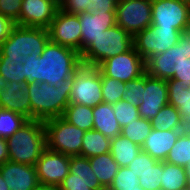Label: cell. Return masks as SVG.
Here are the masks:
<instances>
[{"instance_id": "9", "label": "cell", "mask_w": 190, "mask_h": 190, "mask_svg": "<svg viewBox=\"0 0 190 190\" xmlns=\"http://www.w3.org/2000/svg\"><path fill=\"white\" fill-rule=\"evenodd\" d=\"M182 34L175 28H160L151 24L133 37V44L139 55L146 60L174 47Z\"/></svg>"}, {"instance_id": "8", "label": "cell", "mask_w": 190, "mask_h": 190, "mask_svg": "<svg viewBox=\"0 0 190 190\" xmlns=\"http://www.w3.org/2000/svg\"><path fill=\"white\" fill-rule=\"evenodd\" d=\"M69 103L95 107L103 102L101 72L95 66L82 64L74 71Z\"/></svg>"}, {"instance_id": "43", "label": "cell", "mask_w": 190, "mask_h": 190, "mask_svg": "<svg viewBox=\"0 0 190 190\" xmlns=\"http://www.w3.org/2000/svg\"><path fill=\"white\" fill-rule=\"evenodd\" d=\"M15 26L10 18L0 14V45L9 37L12 28Z\"/></svg>"}, {"instance_id": "28", "label": "cell", "mask_w": 190, "mask_h": 190, "mask_svg": "<svg viewBox=\"0 0 190 190\" xmlns=\"http://www.w3.org/2000/svg\"><path fill=\"white\" fill-rule=\"evenodd\" d=\"M93 108L82 104L69 103L65 108L63 118L79 129L88 131L93 129Z\"/></svg>"}, {"instance_id": "38", "label": "cell", "mask_w": 190, "mask_h": 190, "mask_svg": "<svg viewBox=\"0 0 190 190\" xmlns=\"http://www.w3.org/2000/svg\"><path fill=\"white\" fill-rule=\"evenodd\" d=\"M144 190H161V161H157L150 170L138 177Z\"/></svg>"}, {"instance_id": "13", "label": "cell", "mask_w": 190, "mask_h": 190, "mask_svg": "<svg viewBox=\"0 0 190 190\" xmlns=\"http://www.w3.org/2000/svg\"><path fill=\"white\" fill-rule=\"evenodd\" d=\"M48 31L51 42L80 53L81 29L78 14H70L59 8Z\"/></svg>"}, {"instance_id": "44", "label": "cell", "mask_w": 190, "mask_h": 190, "mask_svg": "<svg viewBox=\"0 0 190 190\" xmlns=\"http://www.w3.org/2000/svg\"><path fill=\"white\" fill-rule=\"evenodd\" d=\"M174 80H183V82H190V58H186L178 71L174 73Z\"/></svg>"}, {"instance_id": "31", "label": "cell", "mask_w": 190, "mask_h": 190, "mask_svg": "<svg viewBox=\"0 0 190 190\" xmlns=\"http://www.w3.org/2000/svg\"><path fill=\"white\" fill-rule=\"evenodd\" d=\"M152 129L150 120L140 117L138 120H133L131 123L123 126L120 134L142 147Z\"/></svg>"}, {"instance_id": "37", "label": "cell", "mask_w": 190, "mask_h": 190, "mask_svg": "<svg viewBox=\"0 0 190 190\" xmlns=\"http://www.w3.org/2000/svg\"><path fill=\"white\" fill-rule=\"evenodd\" d=\"M126 90L124 92V100L139 107L143 97V87H145V73L139 78L125 83Z\"/></svg>"}, {"instance_id": "5", "label": "cell", "mask_w": 190, "mask_h": 190, "mask_svg": "<svg viewBox=\"0 0 190 190\" xmlns=\"http://www.w3.org/2000/svg\"><path fill=\"white\" fill-rule=\"evenodd\" d=\"M49 41L48 29L15 25L0 45V56L25 59L32 51L41 55Z\"/></svg>"}, {"instance_id": "6", "label": "cell", "mask_w": 190, "mask_h": 190, "mask_svg": "<svg viewBox=\"0 0 190 190\" xmlns=\"http://www.w3.org/2000/svg\"><path fill=\"white\" fill-rule=\"evenodd\" d=\"M46 148L66 156H81L82 139L86 131L66 121L62 116L44 121Z\"/></svg>"}, {"instance_id": "46", "label": "cell", "mask_w": 190, "mask_h": 190, "mask_svg": "<svg viewBox=\"0 0 190 190\" xmlns=\"http://www.w3.org/2000/svg\"><path fill=\"white\" fill-rule=\"evenodd\" d=\"M32 190H56V189L48 185H45L43 183H38Z\"/></svg>"}, {"instance_id": "14", "label": "cell", "mask_w": 190, "mask_h": 190, "mask_svg": "<svg viewBox=\"0 0 190 190\" xmlns=\"http://www.w3.org/2000/svg\"><path fill=\"white\" fill-rule=\"evenodd\" d=\"M70 156L45 149L35 164L39 183L57 189L62 180L68 175Z\"/></svg>"}, {"instance_id": "40", "label": "cell", "mask_w": 190, "mask_h": 190, "mask_svg": "<svg viewBox=\"0 0 190 190\" xmlns=\"http://www.w3.org/2000/svg\"><path fill=\"white\" fill-rule=\"evenodd\" d=\"M21 4L22 0H0V14L16 23L19 20Z\"/></svg>"}, {"instance_id": "51", "label": "cell", "mask_w": 190, "mask_h": 190, "mask_svg": "<svg viewBox=\"0 0 190 190\" xmlns=\"http://www.w3.org/2000/svg\"><path fill=\"white\" fill-rule=\"evenodd\" d=\"M135 190H144V189L139 185V189H135Z\"/></svg>"}, {"instance_id": "36", "label": "cell", "mask_w": 190, "mask_h": 190, "mask_svg": "<svg viewBox=\"0 0 190 190\" xmlns=\"http://www.w3.org/2000/svg\"><path fill=\"white\" fill-rule=\"evenodd\" d=\"M112 108L121 128L127 125V123H131L133 120L135 121L140 118L138 107L124 99L113 104Z\"/></svg>"}, {"instance_id": "45", "label": "cell", "mask_w": 190, "mask_h": 190, "mask_svg": "<svg viewBox=\"0 0 190 190\" xmlns=\"http://www.w3.org/2000/svg\"><path fill=\"white\" fill-rule=\"evenodd\" d=\"M9 161L8 146L6 139L0 138V165Z\"/></svg>"}, {"instance_id": "3", "label": "cell", "mask_w": 190, "mask_h": 190, "mask_svg": "<svg viewBox=\"0 0 190 190\" xmlns=\"http://www.w3.org/2000/svg\"><path fill=\"white\" fill-rule=\"evenodd\" d=\"M6 142L9 161L35 166L46 149L44 121L28 120Z\"/></svg>"}, {"instance_id": "30", "label": "cell", "mask_w": 190, "mask_h": 190, "mask_svg": "<svg viewBox=\"0 0 190 190\" xmlns=\"http://www.w3.org/2000/svg\"><path fill=\"white\" fill-rule=\"evenodd\" d=\"M165 162L186 167L190 164V134L182 131L168 153Z\"/></svg>"}, {"instance_id": "34", "label": "cell", "mask_w": 190, "mask_h": 190, "mask_svg": "<svg viewBox=\"0 0 190 190\" xmlns=\"http://www.w3.org/2000/svg\"><path fill=\"white\" fill-rule=\"evenodd\" d=\"M101 85L103 103L113 105L124 98L125 82H120L101 73Z\"/></svg>"}, {"instance_id": "35", "label": "cell", "mask_w": 190, "mask_h": 190, "mask_svg": "<svg viewBox=\"0 0 190 190\" xmlns=\"http://www.w3.org/2000/svg\"><path fill=\"white\" fill-rule=\"evenodd\" d=\"M139 185V179L131 169L120 167L107 190H135L139 189Z\"/></svg>"}, {"instance_id": "50", "label": "cell", "mask_w": 190, "mask_h": 190, "mask_svg": "<svg viewBox=\"0 0 190 190\" xmlns=\"http://www.w3.org/2000/svg\"><path fill=\"white\" fill-rule=\"evenodd\" d=\"M185 33H186V35H188L190 37V20H189V24L187 25Z\"/></svg>"}, {"instance_id": "16", "label": "cell", "mask_w": 190, "mask_h": 190, "mask_svg": "<svg viewBox=\"0 0 190 190\" xmlns=\"http://www.w3.org/2000/svg\"><path fill=\"white\" fill-rule=\"evenodd\" d=\"M56 190H105L94 174L89 158L82 156L70 157L68 175Z\"/></svg>"}, {"instance_id": "32", "label": "cell", "mask_w": 190, "mask_h": 190, "mask_svg": "<svg viewBox=\"0 0 190 190\" xmlns=\"http://www.w3.org/2000/svg\"><path fill=\"white\" fill-rule=\"evenodd\" d=\"M27 121V118L14 111L0 108V138L11 137Z\"/></svg>"}, {"instance_id": "24", "label": "cell", "mask_w": 190, "mask_h": 190, "mask_svg": "<svg viewBox=\"0 0 190 190\" xmlns=\"http://www.w3.org/2000/svg\"><path fill=\"white\" fill-rule=\"evenodd\" d=\"M89 161L97 180L107 190L119 171L120 166L113 159L110 152L91 157Z\"/></svg>"}, {"instance_id": "20", "label": "cell", "mask_w": 190, "mask_h": 190, "mask_svg": "<svg viewBox=\"0 0 190 190\" xmlns=\"http://www.w3.org/2000/svg\"><path fill=\"white\" fill-rule=\"evenodd\" d=\"M0 172L9 190H32L39 183L35 166L7 161Z\"/></svg>"}, {"instance_id": "49", "label": "cell", "mask_w": 190, "mask_h": 190, "mask_svg": "<svg viewBox=\"0 0 190 190\" xmlns=\"http://www.w3.org/2000/svg\"><path fill=\"white\" fill-rule=\"evenodd\" d=\"M185 170H186V173H187L188 184H189V187H190V164L185 167Z\"/></svg>"}, {"instance_id": "12", "label": "cell", "mask_w": 190, "mask_h": 190, "mask_svg": "<svg viewBox=\"0 0 190 190\" xmlns=\"http://www.w3.org/2000/svg\"><path fill=\"white\" fill-rule=\"evenodd\" d=\"M152 0H122L116 8V23L133 37L152 23Z\"/></svg>"}, {"instance_id": "1", "label": "cell", "mask_w": 190, "mask_h": 190, "mask_svg": "<svg viewBox=\"0 0 190 190\" xmlns=\"http://www.w3.org/2000/svg\"><path fill=\"white\" fill-rule=\"evenodd\" d=\"M81 65L80 53L76 50L49 41L41 55L33 51L23 62L25 82H46L58 85L65 78H72Z\"/></svg>"}, {"instance_id": "27", "label": "cell", "mask_w": 190, "mask_h": 190, "mask_svg": "<svg viewBox=\"0 0 190 190\" xmlns=\"http://www.w3.org/2000/svg\"><path fill=\"white\" fill-rule=\"evenodd\" d=\"M111 139L94 129L85 132L82 139L81 156L91 158L109 153Z\"/></svg>"}, {"instance_id": "41", "label": "cell", "mask_w": 190, "mask_h": 190, "mask_svg": "<svg viewBox=\"0 0 190 190\" xmlns=\"http://www.w3.org/2000/svg\"><path fill=\"white\" fill-rule=\"evenodd\" d=\"M60 8L70 14L91 12V0H62Z\"/></svg>"}, {"instance_id": "10", "label": "cell", "mask_w": 190, "mask_h": 190, "mask_svg": "<svg viewBox=\"0 0 190 190\" xmlns=\"http://www.w3.org/2000/svg\"><path fill=\"white\" fill-rule=\"evenodd\" d=\"M97 69L104 76L126 83L145 73V60L133 46L124 53L104 60L97 66Z\"/></svg>"}, {"instance_id": "2", "label": "cell", "mask_w": 190, "mask_h": 190, "mask_svg": "<svg viewBox=\"0 0 190 190\" xmlns=\"http://www.w3.org/2000/svg\"><path fill=\"white\" fill-rule=\"evenodd\" d=\"M72 84V78H65L56 86L46 82L27 83L31 120L46 121L63 116L69 105Z\"/></svg>"}, {"instance_id": "42", "label": "cell", "mask_w": 190, "mask_h": 190, "mask_svg": "<svg viewBox=\"0 0 190 190\" xmlns=\"http://www.w3.org/2000/svg\"><path fill=\"white\" fill-rule=\"evenodd\" d=\"M118 0H91V12H116Z\"/></svg>"}, {"instance_id": "26", "label": "cell", "mask_w": 190, "mask_h": 190, "mask_svg": "<svg viewBox=\"0 0 190 190\" xmlns=\"http://www.w3.org/2000/svg\"><path fill=\"white\" fill-rule=\"evenodd\" d=\"M142 148L123 135L111 139L110 153L120 167H127Z\"/></svg>"}, {"instance_id": "15", "label": "cell", "mask_w": 190, "mask_h": 190, "mask_svg": "<svg viewBox=\"0 0 190 190\" xmlns=\"http://www.w3.org/2000/svg\"><path fill=\"white\" fill-rule=\"evenodd\" d=\"M60 3L57 0H22L18 26L48 29Z\"/></svg>"}, {"instance_id": "47", "label": "cell", "mask_w": 190, "mask_h": 190, "mask_svg": "<svg viewBox=\"0 0 190 190\" xmlns=\"http://www.w3.org/2000/svg\"><path fill=\"white\" fill-rule=\"evenodd\" d=\"M0 190H9V188L6 185V182L3 179L1 172H0Z\"/></svg>"}, {"instance_id": "19", "label": "cell", "mask_w": 190, "mask_h": 190, "mask_svg": "<svg viewBox=\"0 0 190 190\" xmlns=\"http://www.w3.org/2000/svg\"><path fill=\"white\" fill-rule=\"evenodd\" d=\"M81 29L80 54L102 32L116 25V12H83L78 14Z\"/></svg>"}, {"instance_id": "33", "label": "cell", "mask_w": 190, "mask_h": 190, "mask_svg": "<svg viewBox=\"0 0 190 190\" xmlns=\"http://www.w3.org/2000/svg\"><path fill=\"white\" fill-rule=\"evenodd\" d=\"M25 59L0 56V75L9 82H25L23 62Z\"/></svg>"}, {"instance_id": "17", "label": "cell", "mask_w": 190, "mask_h": 190, "mask_svg": "<svg viewBox=\"0 0 190 190\" xmlns=\"http://www.w3.org/2000/svg\"><path fill=\"white\" fill-rule=\"evenodd\" d=\"M142 101L138 107L141 118L151 120L169 104L167 80L157 79L145 72V87H143Z\"/></svg>"}, {"instance_id": "18", "label": "cell", "mask_w": 190, "mask_h": 190, "mask_svg": "<svg viewBox=\"0 0 190 190\" xmlns=\"http://www.w3.org/2000/svg\"><path fill=\"white\" fill-rule=\"evenodd\" d=\"M26 82H9L0 75V108L14 111L31 120V105Z\"/></svg>"}, {"instance_id": "48", "label": "cell", "mask_w": 190, "mask_h": 190, "mask_svg": "<svg viewBox=\"0 0 190 190\" xmlns=\"http://www.w3.org/2000/svg\"><path fill=\"white\" fill-rule=\"evenodd\" d=\"M184 131L190 134V119L184 123Z\"/></svg>"}, {"instance_id": "7", "label": "cell", "mask_w": 190, "mask_h": 190, "mask_svg": "<svg viewBox=\"0 0 190 190\" xmlns=\"http://www.w3.org/2000/svg\"><path fill=\"white\" fill-rule=\"evenodd\" d=\"M186 58H190V37L183 33L174 47L145 60V72L157 79H173Z\"/></svg>"}, {"instance_id": "21", "label": "cell", "mask_w": 190, "mask_h": 190, "mask_svg": "<svg viewBox=\"0 0 190 190\" xmlns=\"http://www.w3.org/2000/svg\"><path fill=\"white\" fill-rule=\"evenodd\" d=\"M184 130L162 131L153 128L142 145V151L158 161H165L168 153Z\"/></svg>"}, {"instance_id": "39", "label": "cell", "mask_w": 190, "mask_h": 190, "mask_svg": "<svg viewBox=\"0 0 190 190\" xmlns=\"http://www.w3.org/2000/svg\"><path fill=\"white\" fill-rule=\"evenodd\" d=\"M157 161L158 160L141 150L127 167L131 169L137 177H140L143 173L150 170Z\"/></svg>"}, {"instance_id": "4", "label": "cell", "mask_w": 190, "mask_h": 190, "mask_svg": "<svg viewBox=\"0 0 190 190\" xmlns=\"http://www.w3.org/2000/svg\"><path fill=\"white\" fill-rule=\"evenodd\" d=\"M134 46L133 36L117 24L104 30L81 54V63L97 67Z\"/></svg>"}, {"instance_id": "11", "label": "cell", "mask_w": 190, "mask_h": 190, "mask_svg": "<svg viewBox=\"0 0 190 190\" xmlns=\"http://www.w3.org/2000/svg\"><path fill=\"white\" fill-rule=\"evenodd\" d=\"M152 23L185 33L190 20L189 0H152Z\"/></svg>"}, {"instance_id": "23", "label": "cell", "mask_w": 190, "mask_h": 190, "mask_svg": "<svg viewBox=\"0 0 190 190\" xmlns=\"http://www.w3.org/2000/svg\"><path fill=\"white\" fill-rule=\"evenodd\" d=\"M168 102L180 113L181 119L186 122L190 119V82L183 80H167Z\"/></svg>"}, {"instance_id": "29", "label": "cell", "mask_w": 190, "mask_h": 190, "mask_svg": "<svg viewBox=\"0 0 190 190\" xmlns=\"http://www.w3.org/2000/svg\"><path fill=\"white\" fill-rule=\"evenodd\" d=\"M152 127L167 130H184V121L181 119L179 111L172 105L168 104L150 120Z\"/></svg>"}, {"instance_id": "22", "label": "cell", "mask_w": 190, "mask_h": 190, "mask_svg": "<svg viewBox=\"0 0 190 190\" xmlns=\"http://www.w3.org/2000/svg\"><path fill=\"white\" fill-rule=\"evenodd\" d=\"M93 129L113 139L121 133V126L115 118L111 104L100 103L93 107Z\"/></svg>"}, {"instance_id": "25", "label": "cell", "mask_w": 190, "mask_h": 190, "mask_svg": "<svg viewBox=\"0 0 190 190\" xmlns=\"http://www.w3.org/2000/svg\"><path fill=\"white\" fill-rule=\"evenodd\" d=\"M161 190H185L189 187L184 167L161 161Z\"/></svg>"}]
</instances>
